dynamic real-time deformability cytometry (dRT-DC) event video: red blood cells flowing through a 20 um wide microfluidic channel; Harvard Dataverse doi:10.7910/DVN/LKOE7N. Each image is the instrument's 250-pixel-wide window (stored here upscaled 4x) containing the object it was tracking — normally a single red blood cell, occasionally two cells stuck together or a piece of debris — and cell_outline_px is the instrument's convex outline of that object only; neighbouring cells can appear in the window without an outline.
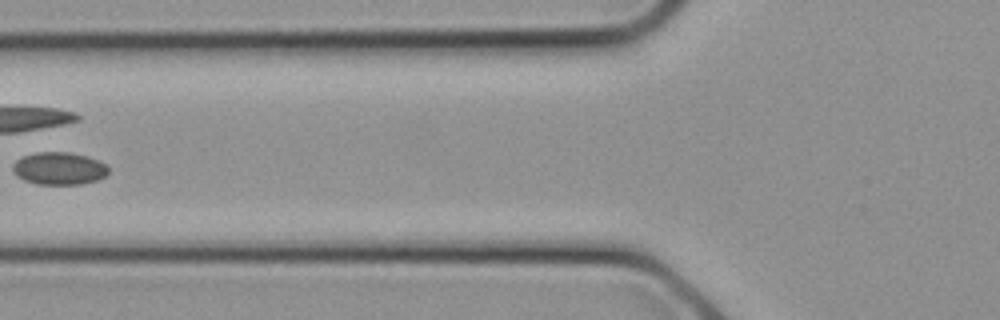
{"species": "common noctule bat (a hibernating species)", "species_latin": "Nyctalus noctula", "temperature_condition": "cold", "stored_images_in_passage": 14, "camera_frame_rate_fps": 3000, "um_per_image_px": 0.085, "animal": {"sex": "female", "body_mass_g": 21.9}, "frame": {"image": 1, "passage_image": 10, "time_ms": 3.0, "image_size_px": [1000, 320], "cell_outline_px": [[108, 172], [104, 176], [96, 180], [80, 184], [36, 184], [24, 180], [16, 176], [12, 168], [12, 164], [16, 160], [24, 156], [36, 152], [68, 152], [88, 156], [108, 164]], "centroid_in_image_um": [5.02, 14.31], "position_along_channel_um": 120.8, "area_um2": 18.21}}